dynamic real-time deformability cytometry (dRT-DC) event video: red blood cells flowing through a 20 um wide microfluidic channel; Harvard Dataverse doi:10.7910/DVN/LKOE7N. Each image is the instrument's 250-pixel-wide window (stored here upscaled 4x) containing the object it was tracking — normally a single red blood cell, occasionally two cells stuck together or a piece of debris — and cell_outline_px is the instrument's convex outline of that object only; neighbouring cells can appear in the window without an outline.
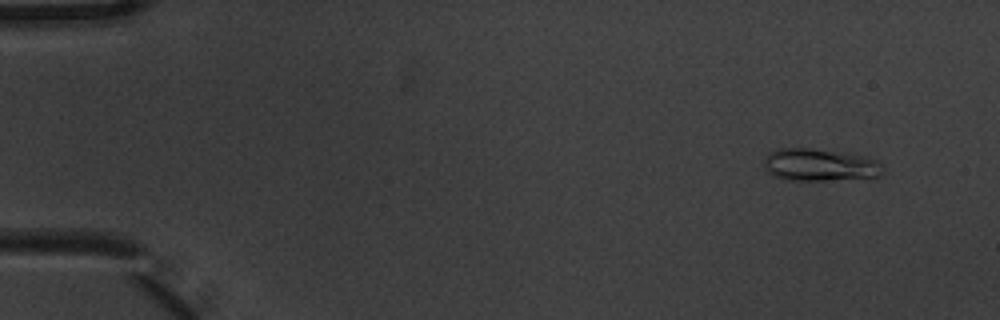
{"species": "common noctule bat (a hibernating species)", "species_latin": "Nyctalus noctula", "temperature_condition": "warm", "stored_images_in_passage": 8, "camera_frame_rate_fps": 3000, "um_per_image_px": 0.085, "animal": {"sex": "male", "body_mass_g": 20.1, "forearm_length_mm": 53.5}, "frame": {"image": 1, "passage_image": 2, "time_ms": 0.333, "image_size_px": [1000, 320], "cell_outline_px": [[884, 168], [880, 176], [828, 180], [784, 180], [772, 176], [764, 168], [764, 160], [768, 152], [776, 148], [812, 148], [848, 152], [864, 156], [876, 160]], "centroid_in_image_um": [69.63, 14.0], "position_along_channel_um": 15.4, "area_um2": 22.77}}
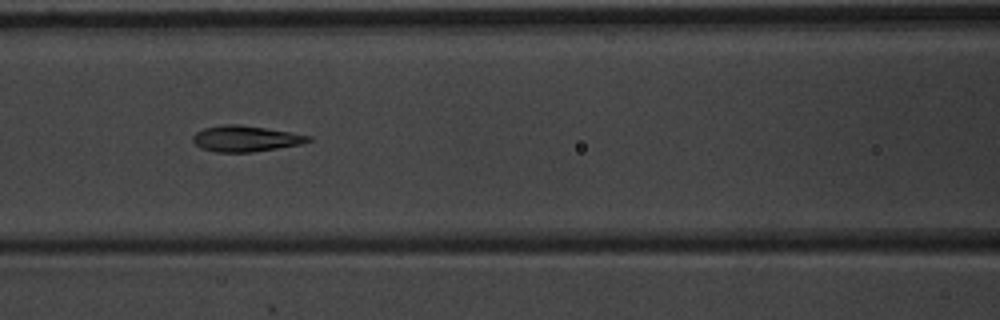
{"frame": {"image": 2, "passage_image": 8, "time_ms": 2.333, "image_size_px": [1000, 320], "cell_outline_px": [[312, 140], [300, 144], [252, 152], [216, 152], [200, 148], [192, 140], [192, 136], [196, 132], [204, 128], [224, 124], [240, 124], [312, 136]], "centroid_in_image_um": [20.83, 11.78], "position_along_channel_um": 145.8, "area_um2": 17.28}}